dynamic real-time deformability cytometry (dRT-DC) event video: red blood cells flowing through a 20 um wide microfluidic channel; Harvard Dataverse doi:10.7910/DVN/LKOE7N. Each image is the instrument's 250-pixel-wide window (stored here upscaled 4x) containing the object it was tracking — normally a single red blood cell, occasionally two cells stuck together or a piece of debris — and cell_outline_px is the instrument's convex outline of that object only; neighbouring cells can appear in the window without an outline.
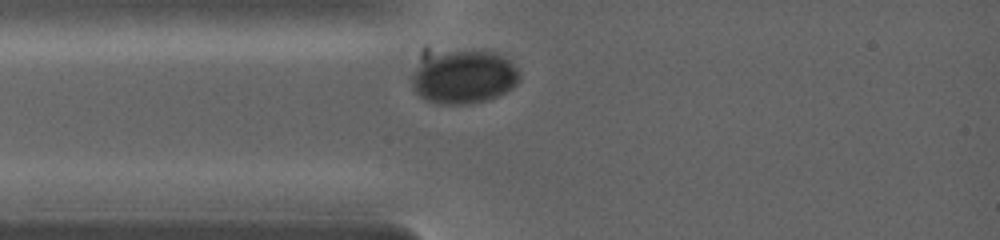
{"species": "common noctule bat (a hibernating species)", "species_latin": "Nyctalus noctula", "temperature_condition": "warm", "stored_images_in_passage": 1, "camera_frame_rate_fps": 5000, "um_per_image_px": 0.085, "animal": {"sex": "female", "body_mass_g": 19.0, "forearm_length_mm": 53.3}, "frame": {"image": 1, "passage_image": 1, "time_ms": 0.0, "image_size_px": [1000, 240], "cell_outline_px": [[520, 76], [516, 84], [512, 88], [496, 96], [484, 100], [468, 104], [440, 104], [424, 100], [416, 92], [412, 84], [412, 72], [416, 68], [432, 56], [448, 52], [496, 52], [504, 56], [520, 72]], "centroid_in_image_um": [39.45, 6.58], "position_along_channel_um": 45.6, "area_um2": 32.66}}